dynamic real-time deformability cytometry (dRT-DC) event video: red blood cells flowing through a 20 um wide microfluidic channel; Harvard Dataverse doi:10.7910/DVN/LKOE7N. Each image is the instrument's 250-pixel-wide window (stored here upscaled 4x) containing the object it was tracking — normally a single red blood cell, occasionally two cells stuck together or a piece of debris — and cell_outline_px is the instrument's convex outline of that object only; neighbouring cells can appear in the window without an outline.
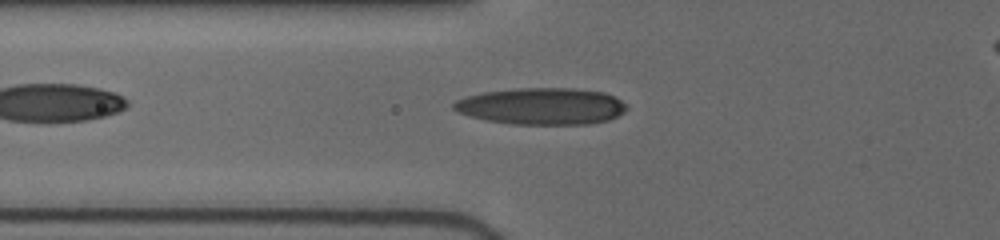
{"species": "human", "species_latin": "Homo sapiens", "temperature_condition": "cold", "stored_images_in_passage": 25, "camera_frame_rate_fps": 3000, "um_per_image_px": 0.085, "donor": {"sex": "female"}, "frame": {"image": 1, "passage_image": 5, "time_ms": 1.333, "image_size_px": [1000, 240], "cell_outline_px": [[628, 108], [624, 112], [608, 120], [588, 124], [512, 124], [488, 120], [468, 116], [456, 112], [452, 108], [452, 104], [456, 100], [468, 96], [484, 92], [516, 88], [576, 88], [604, 92], [628, 104]], "centroid_in_image_um": [46.04, 9.02], "position_along_channel_um": 79.8, "area_um2": 37.11}}
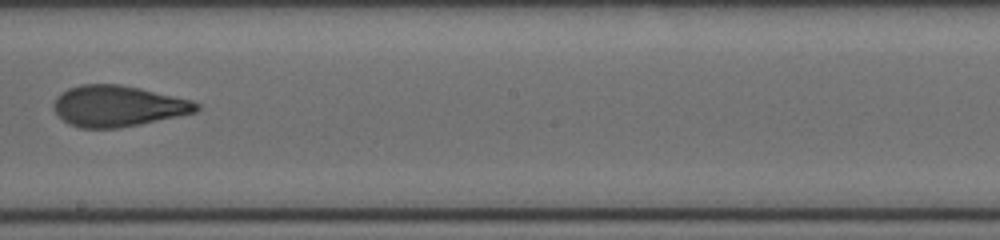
{"frame": {"image": 2, "passage_image": 14, "time_ms": 5.333, "image_size_px": [1000, 240], "cell_outline_px": [[200, 108], [196, 112], [140, 124], [120, 128], [80, 128], [68, 124], [52, 108], [52, 104], [56, 96], [60, 92], [68, 88], [80, 84], [120, 84], [140, 88], [192, 100], [200, 104]], "centroid_in_image_um": [9.99, 9.01], "position_along_channel_um": 238.2, "area_um2": 34.28}}
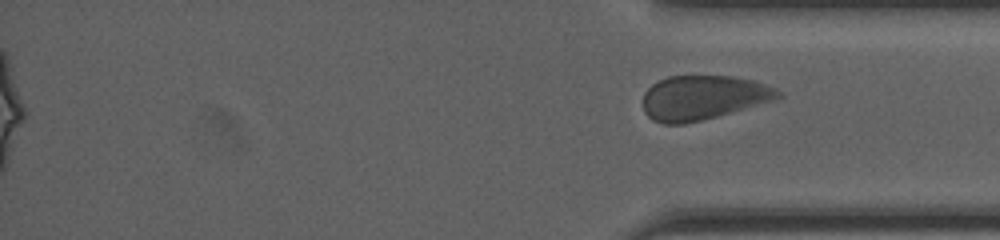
{"frame": {"image": 3, "passage_image": 25, "time_ms": 12.333, "image_size_px": [1000, 240], "cell_outline_px": [[784, 96], [776, 100], [716, 116], [684, 124], [664, 124], [652, 120], [644, 112], [644, 92], [652, 84], [668, 76], [732, 76], [752, 80], [776, 88]], "centroid_in_image_um": [59.77, 8.29], "position_along_channel_um": 375.4, "area_um2": 34.8}}